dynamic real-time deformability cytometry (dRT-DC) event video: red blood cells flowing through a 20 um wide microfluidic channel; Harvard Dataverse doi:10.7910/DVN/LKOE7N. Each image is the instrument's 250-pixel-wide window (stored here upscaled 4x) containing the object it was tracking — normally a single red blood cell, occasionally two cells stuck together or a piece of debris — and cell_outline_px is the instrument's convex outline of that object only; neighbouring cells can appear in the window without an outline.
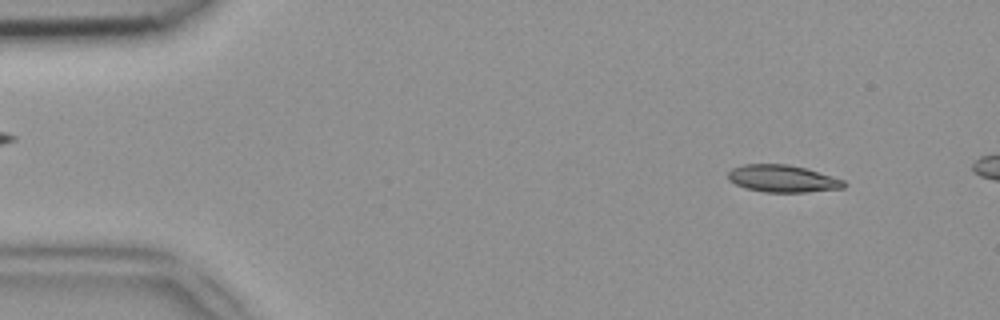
{"species": "common noctule bat (a hibernating species)", "species_latin": "Nyctalus noctula", "temperature_condition": "room temperature", "stored_images_in_passage": 10, "camera_frame_rate_fps": 3000, "um_per_image_px": 0.085, "animal": {"sex": "female", "body_mass_g": 18.4}, "frame": {"image": 1, "passage_image": 4, "time_ms": 1.0, "image_size_px": [1000, 320], "cell_outline_px": [[848, 184], [844, 188], [808, 192], [764, 192], [744, 188], [728, 180], [728, 172], [732, 168], [744, 164], [788, 164], [804, 168], [832, 176], [844, 180]], "centroid_in_image_um": [66.52, 15.19], "position_along_channel_um": 18.5, "area_um2": 18.44}}